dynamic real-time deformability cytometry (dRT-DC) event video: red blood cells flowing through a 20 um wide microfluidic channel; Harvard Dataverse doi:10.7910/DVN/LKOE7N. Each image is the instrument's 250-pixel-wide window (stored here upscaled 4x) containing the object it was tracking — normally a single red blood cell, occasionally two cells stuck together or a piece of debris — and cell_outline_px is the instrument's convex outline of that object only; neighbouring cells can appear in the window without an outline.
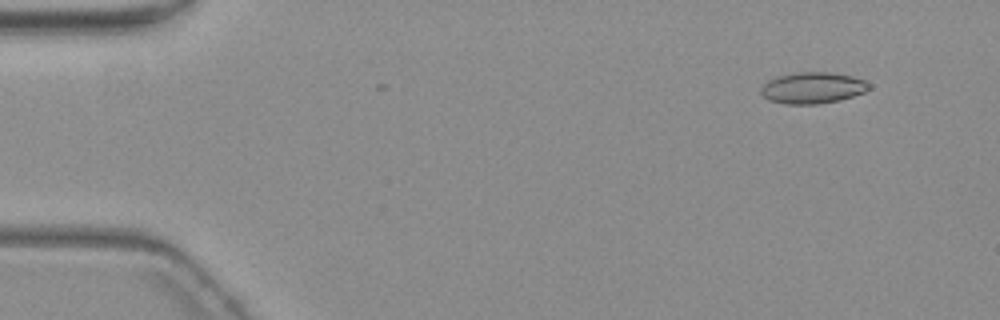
{"species": "common noctule bat (a hibernating species)", "species_latin": "Nyctalus noctula", "temperature_condition": "warm", "stored_images_in_passage": 7, "camera_frame_rate_fps": 3000, "um_per_image_px": 0.085, "animal": {"sex": "female", "body_mass_g": 19.3, "forearm_length_mm": 54.1}, "frame": {"image": 1, "passage_image": 2, "time_ms": 1.0, "image_size_px": [1000, 320], "cell_outline_px": [[872, 84], [864, 92], [840, 100], [816, 104], [784, 104], [768, 100], [760, 92], [760, 88], [768, 80], [776, 76], [796, 72], [832, 72], [852, 76], [864, 80]], "centroid_in_image_um": [69.05, 7.46], "position_along_channel_um": 15.9, "area_um2": 19.83}}
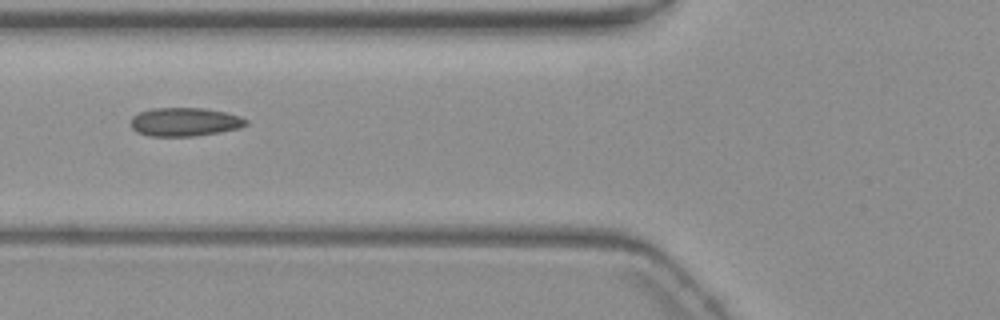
{"frame": {"image": 2, "passage_image": 6, "time_ms": 6.667, "image_size_px": [1000, 320], "cell_outline_px": [[248, 124], [240, 128], [220, 132], [192, 136], [148, 136], [136, 132], [132, 128], [132, 116], [140, 112], [152, 108], [204, 108], [224, 112], [240, 116], [248, 120]], "centroid_in_image_um": [15.71, 10.36], "position_along_channel_um": 110.1, "area_um2": 19.19}}
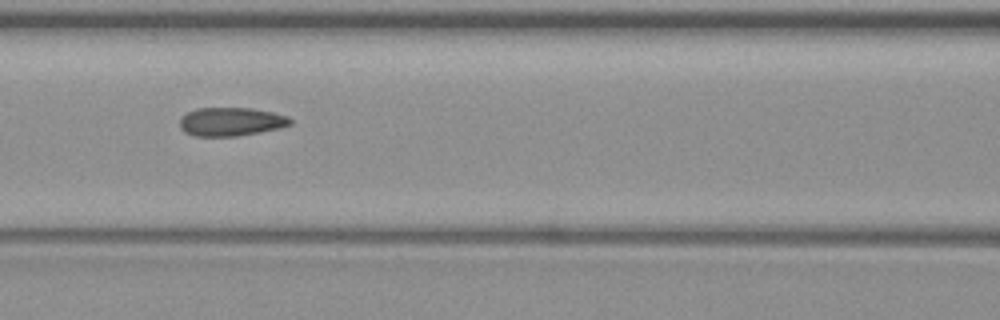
{"frame": {"image": 3, "passage_image": 7, "time_ms": 7.667, "image_size_px": [1000, 320], "cell_outline_px": [[292, 124], [280, 128], [240, 136], [192, 136], [184, 132], [180, 128], [180, 116], [196, 108], [252, 108], [272, 112], [288, 116], [292, 120]], "centroid_in_image_um": [19.62, 10.35], "position_along_channel_um": 147.0, "area_um2": 18.61}}